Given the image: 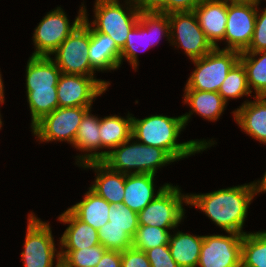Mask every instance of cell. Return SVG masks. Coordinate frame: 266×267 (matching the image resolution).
I'll list each match as a JSON object with an SVG mask.
<instances>
[{"instance_id": "4", "label": "cell", "mask_w": 266, "mask_h": 267, "mask_svg": "<svg viewBox=\"0 0 266 267\" xmlns=\"http://www.w3.org/2000/svg\"><path fill=\"white\" fill-rule=\"evenodd\" d=\"M125 5L119 0H95L94 19L89 22L86 7L84 18L97 31L114 40L116 46L122 50L131 30L137 25L140 10L133 0H125Z\"/></svg>"}, {"instance_id": "37", "label": "cell", "mask_w": 266, "mask_h": 267, "mask_svg": "<svg viewBox=\"0 0 266 267\" xmlns=\"http://www.w3.org/2000/svg\"><path fill=\"white\" fill-rule=\"evenodd\" d=\"M151 267H179L170 254L169 245L145 251Z\"/></svg>"}, {"instance_id": "2", "label": "cell", "mask_w": 266, "mask_h": 267, "mask_svg": "<svg viewBox=\"0 0 266 267\" xmlns=\"http://www.w3.org/2000/svg\"><path fill=\"white\" fill-rule=\"evenodd\" d=\"M185 129L182 115L169 117L165 115H151L143 119L132 116V137L145 145L159 147L165 150L175 161L214 146L216 141L189 140L178 143L181 131Z\"/></svg>"}, {"instance_id": "30", "label": "cell", "mask_w": 266, "mask_h": 267, "mask_svg": "<svg viewBox=\"0 0 266 267\" xmlns=\"http://www.w3.org/2000/svg\"><path fill=\"white\" fill-rule=\"evenodd\" d=\"M26 95L31 113V127L59 107L57 86H52V89L26 90Z\"/></svg>"}, {"instance_id": "25", "label": "cell", "mask_w": 266, "mask_h": 267, "mask_svg": "<svg viewBox=\"0 0 266 267\" xmlns=\"http://www.w3.org/2000/svg\"><path fill=\"white\" fill-rule=\"evenodd\" d=\"M110 204L90 188L84 193L83 200L68 209L82 222L96 230L109 222Z\"/></svg>"}, {"instance_id": "5", "label": "cell", "mask_w": 266, "mask_h": 267, "mask_svg": "<svg viewBox=\"0 0 266 267\" xmlns=\"http://www.w3.org/2000/svg\"><path fill=\"white\" fill-rule=\"evenodd\" d=\"M170 42V22L163 12H140L137 25L129 33L120 60H127L136 70L139 65L138 51H146L159 43L161 37ZM143 48V49H141Z\"/></svg>"}, {"instance_id": "21", "label": "cell", "mask_w": 266, "mask_h": 267, "mask_svg": "<svg viewBox=\"0 0 266 267\" xmlns=\"http://www.w3.org/2000/svg\"><path fill=\"white\" fill-rule=\"evenodd\" d=\"M58 221L68 224L59 240L61 249L79 250L100 245L98 230L79 220L69 209L60 214Z\"/></svg>"}, {"instance_id": "34", "label": "cell", "mask_w": 266, "mask_h": 267, "mask_svg": "<svg viewBox=\"0 0 266 267\" xmlns=\"http://www.w3.org/2000/svg\"><path fill=\"white\" fill-rule=\"evenodd\" d=\"M100 244L107 250L124 251L132 247L133 238L122 228L110 226V222L98 230Z\"/></svg>"}, {"instance_id": "44", "label": "cell", "mask_w": 266, "mask_h": 267, "mask_svg": "<svg viewBox=\"0 0 266 267\" xmlns=\"http://www.w3.org/2000/svg\"><path fill=\"white\" fill-rule=\"evenodd\" d=\"M56 265L54 267H69L63 260H56Z\"/></svg>"}, {"instance_id": "45", "label": "cell", "mask_w": 266, "mask_h": 267, "mask_svg": "<svg viewBox=\"0 0 266 267\" xmlns=\"http://www.w3.org/2000/svg\"><path fill=\"white\" fill-rule=\"evenodd\" d=\"M234 1L253 2L258 5V0H234Z\"/></svg>"}, {"instance_id": "42", "label": "cell", "mask_w": 266, "mask_h": 267, "mask_svg": "<svg viewBox=\"0 0 266 267\" xmlns=\"http://www.w3.org/2000/svg\"><path fill=\"white\" fill-rule=\"evenodd\" d=\"M255 185L259 193L266 192V171L260 180L255 181Z\"/></svg>"}, {"instance_id": "40", "label": "cell", "mask_w": 266, "mask_h": 267, "mask_svg": "<svg viewBox=\"0 0 266 267\" xmlns=\"http://www.w3.org/2000/svg\"><path fill=\"white\" fill-rule=\"evenodd\" d=\"M140 12H163L166 13L168 0H133Z\"/></svg>"}, {"instance_id": "38", "label": "cell", "mask_w": 266, "mask_h": 267, "mask_svg": "<svg viewBox=\"0 0 266 267\" xmlns=\"http://www.w3.org/2000/svg\"><path fill=\"white\" fill-rule=\"evenodd\" d=\"M121 267H151L144 251L128 248L121 252Z\"/></svg>"}, {"instance_id": "13", "label": "cell", "mask_w": 266, "mask_h": 267, "mask_svg": "<svg viewBox=\"0 0 266 267\" xmlns=\"http://www.w3.org/2000/svg\"><path fill=\"white\" fill-rule=\"evenodd\" d=\"M258 5L253 2L228 0L227 24L222 49L239 53L248 49L254 34Z\"/></svg>"}, {"instance_id": "7", "label": "cell", "mask_w": 266, "mask_h": 267, "mask_svg": "<svg viewBox=\"0 0 266 267\" xmlns=\"http://www.w3.org/2000/svg\"><path fill=\"white\" fill-rule=\"evenodd\" d=\"M84 7V4L80 6L78 16L72 24L61 7L49 11L34 28L32 40L35 48L31 56L51 57L52 53L83 21Z\"/></svg>"}, {"instance_id": "41", "label": "cell", "mask_w": 266, "mask_h": 267, "mask_svg": "<svg viewBox=\"0 0 266 267\" xmlns=\"http://www.w3.org/2000/svg\"><path fill=\"white\" fill-rule=\"evenodd\" d=\"M95 267H121V252L106 250Z\"/></svg>"}, {"instance_id": "6", "label": "cell", "mask_w": 266, "mask_h": 267, "mask_svg": "<svg viewBox=\"0 0 266 267\" xmlns=\"http://www.w3.org/2000/svg\"><path fill=\"white\" fill-rule=\"evenodd\" d=\"M234 50L213 48L207 55L191 60L195 69L190 74L184 90L218 92L229 70L239 60Z\"/></svg>"}, {"instance_id": "11", "label": "cell", "mask_w": 266, "mask_h": 267, "mask_svg": "<svg viewBox=\"0 0 266 267\" xmlns=\"http://www.w3.org/2000/svg\"><path fill=\"white\" fill-rule=\"evenodd\" d=\"M92 107H58L31 128L40 142L65 141L73 146L84 114Z\"/></svg>"}, {"instance_id": "39", "label": "cell", "mask_w": 266, "mask_h": 267, "mask_svg": "<svg viewBox=\"0 0 266 267\" xmlns=\"http://www.w3.org/2000/svg\"><path fill=\"white\" fill-rule=\"evenodd\" d=\"M202 0H168L166 14L172 12L193 11Z\"/></svg>"}, {"instance_id": "3", "label": "cell", "mask_w": 266, "mask_h": 267, "mask_svg": "<svg viewBox=\"0 0 266 267\" xmlns=\"http://www.w3.org/2000/svg\"><path fill=\"white\" fill-rule=\"evenodd\" d=\"M132 141V142H131ZM110 169L123 174H152L175 160L159 147L145 145L134 137L110 150L102 160Z\"/></svg>"}, {"instance_id": "33", "label": "cell", "mask_w": 266, "mask_h": 267, "mask_svg": "<svg viewBox=\"0 0 266 267\" xmlns=\"http://www.w3.org/2000/svg\"><path fill=\"white\" fill-rule=\"evenodd\" d=\"M106 250L101 244L79 250L60 249V257L69 267H95Z\"/></svg>"}, {"instance_id": "23", "label": "cell", "mask_w": 266, "mask_h": 267, "mask_svg": "<svg viewBox=\"0 0 266 267\" xmlns=\"http://www.w3.org/2000/svg\"><path fill=\"white\" fill-rule=\"evenodd\" d=\"M184 104L189 105L190 112L182 115L185 126L193 113L208 121H217L224 112L227 102L218 92L201 90H184Z\"/></svg>"}, {"instance_id": "9", "label": "cell", "mask_w": 266, "mask_h": 267, "mask_svg": "<svg viewBox=\"0 0 266 267\" xmlns=\"http://www.w3.org/2000/svg\"><path fill=\"white\" fill-rule=\"evenodd\" d=\"M26 231L24 250L20 254L24 267H53L55 259L61 257L49 223L31 212Z\"/></svg>"}, {"instance_id": "12", "label": "cell", "mask_w": 266, "mask_h": 267, "mask_svg": "<svg viewBox=\"0 0 266 267\" xmlns=\"http://www.w3.org/2000/svg\"><path fill=\"white\" fill-rule=\"evenodd\" d=\"M168 19L170 44L182 47L189 59H199L214 48L200 28L194 11L172 12Z\"/></svg>"}, {"instance_id": "20", "label": "cell", "mask_w": 266, "mask_h": 267, "mask_svg": "<svg viewBox=\"0 0 266 267\" xmlns=\"http://www.w3.org/2000/svg\"><path fill=\"white\" fill-rule=\"evenodd\" d=\"M90 42L87 55L95 71H111L121 66V50L109 35L97 32L90 24Z\"/></svg>"}, {"instance_id": "35", "label": "cell", "mask_w": 266, "mask_h": 267, "mask_svg": "<svg viewBox=\"0 0 266 267\" xmlns=\"http://www.w3.org/2000/svg\"><path fill=\"white\" fill-rule=\"evenodd\" d=\"M108 218L110 226L122 228L134 238L139 227L138 213L134 212L124 203L110 204Z\"/></svg>"}, {"instance_id": "22", "label": "cell", "mask_w": 266, "mask_h": 267, "mask_svg": "<svg viewBox=\"0 0 266 267\" xmlns=\"http://www.w3.org/2000/svg\"><path fill=\"white\" fill-rule=\"evenodd\" d=\"M154 177L152 174H126L123 203L136 213L143 210L169 184H163L154 193Z\"/></svg>"}, {"instance_id": "1", "label": "cell", "mask_w": 266, "mask_h": 267, "mask_svg": "<svg viewBox=\"0 0 266 267\" xmlns=\"http://www.w3.org/2000/svg\"><path fill=\"white\" fill-rule=\"evenodd\" d=\"M259 194L255 182L228 187L210 193L189 194L188 206L200 209L227 232L244 235L243 231L248 208L255 195Z\"/></svg>"}, {"instance_id": "15", "label": "cell", "mask_w": 266, "mask_h": 267, "mask_svg": "<svg viewBox=\"0 0 266 267\" xmlns=\"http://www.w3.org/2000/svg\"><path fill=\"white\" fill-rule=\"evenodd\" d=\"M227 234L204 236L197 267H241L243 235Z\"/></svg>"}, {"instance_id": "36", "label": "cell", "mask_w": 266, "mask_h": 267, "mask_svg": "<svg viewBox=\"0 0 266 267\" xmlns=\"http://www.w3.org/2000/svg\"><path fill=\"white\" fill-rule=\"evenodd\" d=\"M262 10L261 13L259 7L257 8L253 38L248 49L244 52L266 51V7Z\"/></svg>"}, {"instance_id": "27", "label": "cell", "mask_w": 266, "mask_h": 267, "mask_svg": "<svg viewBox=\"0 0 266 267\" xmlns=\"http://www.w3.org/2000/svg\"><path fill=\"white\" fill-rule=\"evenodd\" d=\"M132 115L124 118L117 115L100 117V141L101 149H114L121 143L132 137Z\"/></svg>"}, {"instance_id": "46", "label": "cell", "mask_w": 266, "mask_h": 267, "mask_svg": "<svg viewBox=\"0 0 266 267\" xmlns=\"http://www.w3.org/2000/svg\"><path fill=\"white\" fill-rule=\"evenodd\" d=\"M2 116H1V113H0V129H1V126H3V122H2V118H1Z\"/></svg>"}, {"instance_id": "17", "label": "cell", "mask_w": 266, "mask_h": 267, "mask_svg": "<svg viewBox=\"0 0 266 267\" xmlns=\"http://www.w3.org/2000/svg\"><path fill=\"white\" fill-rule=\"evenodd\" d=\"M99 128L100 118L91 114L90 108L82 118L73 144L74 148L85 152L83 155L75 156L78 166L88 162L102 161L107 156L108 151L100 152L99 150L101 149Z\"/></svg>"}, {"instance_id": "14", "label": "cell", "mask_w": 266, "mask_h": 267, "mask_svg": "<svg viewBox=\"0 0 266 267\" xmlns=\"http://www.w3.org/2000/svg\"><path fill=\"white\" fill-rule=\"evenodd\" d=\"M110 82L92 76L61 74L57 84L59 107H92Z\"/></svg>"}, {"instance_id": "29", "label": "cell", "mask_w": 266, "mask_h": 267, "mask_svg": "<svg viewBox=\"0 0 266 267\" xmlns=\"http://www.w3.org/2000/svg\"><path fill=\"white\" fill-rule=\"evenodd\" d=\"M241 267H266V230L243 235Z\"/></svg>"}, {"instance_id": "10", "label": "cell", "mask_w": 266, "mask_h": 267, "mask_svg": "<svg viewBox=\"0 0 266 267\" xmlns=\"http://www.w3.org/2000/svg\"><path fill=\"white\" fill-rule=\"evenodd\" d=\"M90 30L89 23L84 18L79 26L67 39L52 53L56 63L63 74L92 76L96 71L91 67L87 51L89 49Z\"/></svg>"}, {"instance_id": "16", "label": "cell", "mask_w": 266, "mask_h": 267, "mask_svg": "<svg viewBox=\"0 0 266 267\" xmlns=\"http://www.w3.org/2000/svg\"><path fill=\"white\" fill-rule=\"evenodd\" d=\"M193 11L207 40L218 48L226 32L228 0H202Z\"/></svg>"}, {"instance_id": "8", "label": "cell", "mask_w": 266, "mask_h": 267, "mask_svg": "<svg viewBox=\"0 0 266 267\" xmlns=\"http://www.w3.org/2000/svg\"><path fill=\"white\" fill-rule=\"evenodd\" d=\"M183 203L188 205V194L181 193L177 185L169 183L138 213V224L159 228H178L185 216Z\"/></svg>"}, {"instance_id": "32", "label": "cell", "mask_w": 266, "mask_h": 267, "mask_svg": "<svg viewBox=\"0 0 266 267\" xmlns=\"http://www.w3.org/2000/svg\"><path fill=\"white\" fill-rule=\"evenodd\" d=\"M176 228H159L149 225H139L132 241V247L146 251L155 247L169 244L170 230Z\"/></svg>"}, {"instance_id": "19", "label": "cell", "mask_w": 266, "mask_h": 267, "mask_svg": "<svg viewBox=\"0 0 266 267\" xmlns=\"http://www.w3.org/2000/svg\"><path fill=\"white\" fill-rule=\"evenodd\" d=\"M254 99L245 100L235 109L233 118L245 134L266 144V96H254Z\"/></svg>"}, {"instance_id": "28", "label": "cell", "mask_w": 266, "mask_h": 267, "mask_svg": "<svg viewBox=\"0 0 266 267\" xmlns=\"http://www.w3.org/2000/svg\"><path fill=\"white\" fill-rule=\"evenodd\" d=\"M239 61L246 71L251 93L254 91L256 97L266 96V51L241 52Z\"/></svg>"}, {"instance_id": "18", "label": "cell", "mask_w": 266, "mask_h": 267, "mask_svg": "<svg viewBox=\"0 0 266 267\" xmlns=\"http://www.w3.org/2000/svg\"><path fill=\"white\" fill-rule=\"evenodd\" d=\"M80 167L95 170L96 179L89 188L109 204L123 203L126 174L110 169L102 161L88 162Z\"/></svg>"}, {"instance_id": "26", "label": "cell", "mask_w": 266, "mask_h": 267, "mask_svg": "<svg viewBox=\"0 0 266 267\" xmlns=\"http://www.w3.org/2000/svg\"><path fill=\"white\" fill-rule=\"evenodd\" d=\"M203 239L179 230L170 236V254L179 267H197Z\"/></svg>"}, {"instance_id": "24", "label": "cell", "mask_w": 266, "mask_h": 267, "mask_svg": "<svg viewBox=\"0 0 266 267\" xmlns=\"http://www.w3.org/2000/svg\"><path fill=\"white\" fill-rule=\"evenodd\" d=\"M62 72L48 56H31L26 65V90L52 89Z\"/></svg>"}, {"instance_id": "31", "label": "cell", "mask_w": 266, "mask_h": 267, "mask_svg": "<svg viewBox=\"0 0 266 267\" xmlns=\"http://www.w3.org/2000/svg\"><path fill=\"white\" fill-rule=\"evenodd\" d=\"M218 93L226 102H228V99H237L246 95L252 96L247 83L246 71L239 60L229 70Z\"/></svg>"}, {"instance_id": "43", "label": "cell", "mask_w": 266, "mask_h": 267, "mask_svg": "<svg viewBox=\"0 0 266 267\" xmlns=\"http://www.w3.org/2000/svg\"><path fill=\"white\" fill-rule=\"evenodd\" d=\"M1 72H0V104L4 103V85H3V81H2V76H1Z\"/></svg>"}]
</instances>
